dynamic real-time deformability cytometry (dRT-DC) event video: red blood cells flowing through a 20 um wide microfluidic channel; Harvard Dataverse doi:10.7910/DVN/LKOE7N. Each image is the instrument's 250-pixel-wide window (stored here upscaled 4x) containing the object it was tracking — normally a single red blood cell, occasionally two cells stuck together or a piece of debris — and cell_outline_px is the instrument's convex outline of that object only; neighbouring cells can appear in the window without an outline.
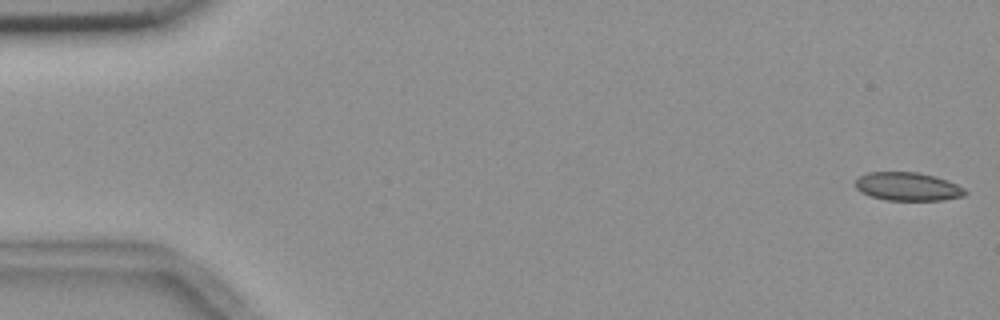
{"species": "common noctule bat (a hibernating species)", "species_latin": "Nyctalus noctula", "temperature_condition": "room temperature", "stored_images_in_passage": 55, "camera_frame_rate_fps": 3000, "um_per_image_px": 0.085, "animal": {"sex": "female", "body_mass_g": 18.4}, "frame": {"image": 1, "passage_image": 1, "time_ms": 0.0, "image_size_px": [1000, 320], "cell_outline_px": [[968, 192], [964, 196], [944, 200], [888, 200], [872, 196], [860, 192], [856, 188], [856, 180], [860, 176], [868, 172], [916, 172], [936, 176], [948, 180], [964, 188]], "centroid_in_image_um": [77.19, 15.85], "position_along_channel_um": 7.8, "area_um2": 18.15}}
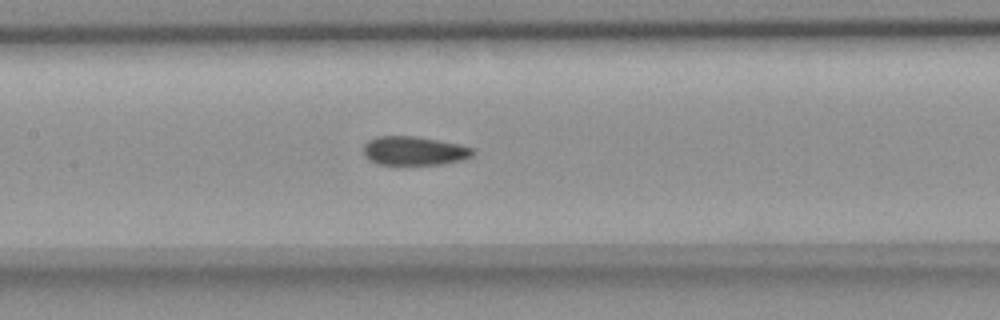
{"frame": {"image": 2, "passage_image": 26, "time_ms": 8.333, "image_size_px": [1000, 320], "cell_outline_px": [[476, 152], [472, 156], [464, 160], [444, 164], [376, 164], [368, 160], [364, 156], [364, 144], [368, 140], [376, 136], [416, 136], [456, 144], [472, 148]], "centroid_in_image_um": [35.18, 12.82], "position_along_channel_um": 172.2, "area_um2": 18.44}}
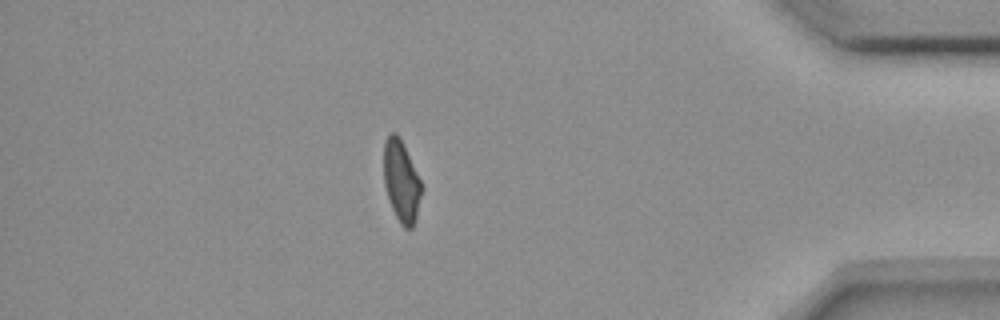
{"frame": {"image": 3, "passage_image": 48, "time_ms": 15.667, "image_size_px": [1000, 320], "cell_outline_px": [[424, 188], [416, 216], [412, 228], [404, 228], [400, 224], [392, 208], [384, 184], [384, 140], [392, 132], [396, 132], [400, 136], [404, 144]], "centroid_in_image_um": [34.13, 15.38], "position_along_channel_um": 401.1, "area_um2": 18.03}, "authors_computed_cell_mechanics": {"area_um2": 18.9584, "velocity_mm_per_s": 3.6741, "shape_relaxation_time_tau1_ms": null, "shape_relaxation_time_tau2_ms": 2.9975, "deformation_change_tau1": null, "deformation_change_tau2": 0.0714}}